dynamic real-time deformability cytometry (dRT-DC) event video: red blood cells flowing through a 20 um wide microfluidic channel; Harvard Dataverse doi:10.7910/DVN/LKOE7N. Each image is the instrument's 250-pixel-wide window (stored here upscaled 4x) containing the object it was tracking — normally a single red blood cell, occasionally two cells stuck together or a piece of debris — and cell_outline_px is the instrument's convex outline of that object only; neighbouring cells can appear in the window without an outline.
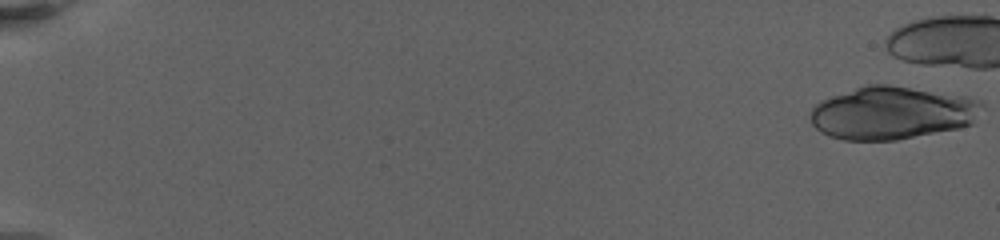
{"species": "human", "species_latin": "Homo sapiens", "temperature_condition": "warm", "stored_images_in_passage": 13, "camera_frame_rate_fps": 3000, "um_per_image_px": 0.085, "donor": {"sex": "female"}, "frame": {"image": 1, "passage_image": 1, "time_ms": 0.0, "image_size_px": [1000, 240], "cell_outline_px": [[984, 104], [972, 124], [956, 128], [896, 140], [844, 140], [820, 132], [812, 124], [812, 108], [820, 100], [868, 84], [888, 84], [968, 96], [980, 100]], "centroid_in_image_um": [75.84, 9.59], "position_along_channel_um": 9.2, "area_um2": 52.6}}